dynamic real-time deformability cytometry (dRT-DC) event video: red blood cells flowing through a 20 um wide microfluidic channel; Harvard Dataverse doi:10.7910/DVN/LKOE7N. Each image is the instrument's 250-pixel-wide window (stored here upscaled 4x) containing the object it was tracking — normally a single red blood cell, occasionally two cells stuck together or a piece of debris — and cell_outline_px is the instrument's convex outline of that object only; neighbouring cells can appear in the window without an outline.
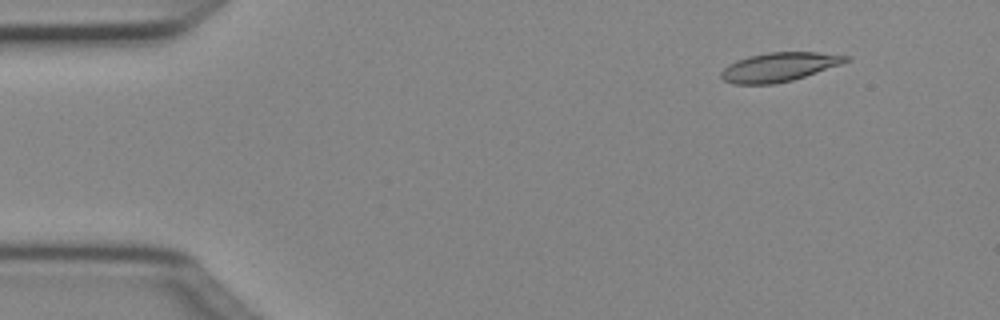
{"species": "Egyptian fruit bat (a non-hibernating species)", "species_latin": "Rousettus aegyptiacus", "temperature_condition": "cold", "stored_images_in_passage": 5, "camera_frame_rate_fps": 3000, "um_per_image_px": 0.085, "animal": {"sex": "female"}, "frame": {"image": 1, "passage_image": 2, "time_ms": 0.333, "image_size_px": [1000, 320], "cell_outline_px": [[852, 60], [792, 80], [772, 84], [732, 84], [724, 80], [720, 76], [720, 72], [728, 64], [736, 60], [748, 56], [768, 52], [816, 52], [852, 56]], "centroid_in_image_um": [66.2, 5.69], "position_along_channel_um": 18.8, "area_um2": 21.04}}
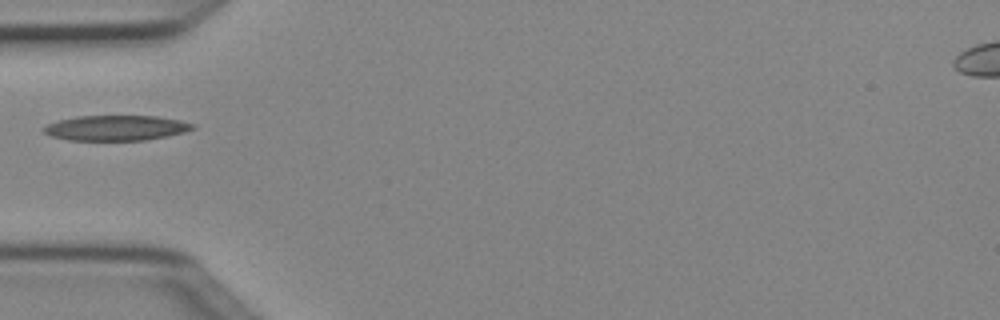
{"frame": {"image": 2, "passage_image": 5, "time_ms": 1.333, "image_size_px": [1000, 320], "cell_outline_px": [[196, 128], [184, 132], [168, 136], [144, 140], [68, 140], [52, 136], [44, 132], [44, 128], [48, 124], [60, 120], [76, 116], [156, 116], [180, 120], [196, 124]], "centroid_in_image_um": [9.92, 10.87], "position_along_channel_um": 75.1, "area_um2": 21.79}}